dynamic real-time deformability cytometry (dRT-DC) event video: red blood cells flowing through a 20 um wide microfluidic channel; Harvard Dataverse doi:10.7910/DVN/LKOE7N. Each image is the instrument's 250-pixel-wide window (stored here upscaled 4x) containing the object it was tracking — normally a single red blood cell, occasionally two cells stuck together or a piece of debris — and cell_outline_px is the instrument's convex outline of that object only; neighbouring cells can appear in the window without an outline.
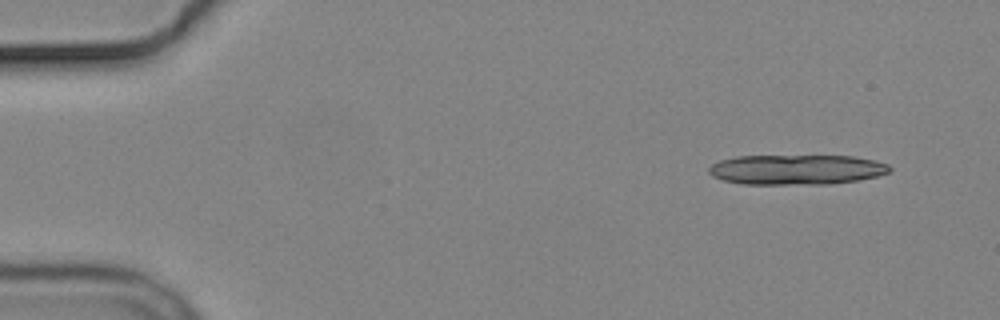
{"species": "common noctule bat (a hibernating species)", "species_latin": "Nyctalus noctula", "temperature_condition": "cold", "stored_images_in_passage": 5, "camera_frame_rate_fps": 3000, "um_per_image_px": 0.085, "animal": {"sex": "male", "body_mass_g": 19.2, "forearm_length_mm": 51.8}, "frame": {"image": 1, "passage_image": 1, "time_ms": 0.0, "image_size_px": [1000, 320], "cell_outline_px": [[892, 168], [888, 172], [876, 176], [856, 180], [828, 184], [744, 184], [724, 180], [712, 176], [708, 172], [708, 168], [712, 164], [720, 160], [736, 156], [852, 156], [872, 160], [888, 164]], "centroid_in_image_um": [67.66, 14.41], "position_along_channel_um": 17.3, "area_um2": 31.44}}
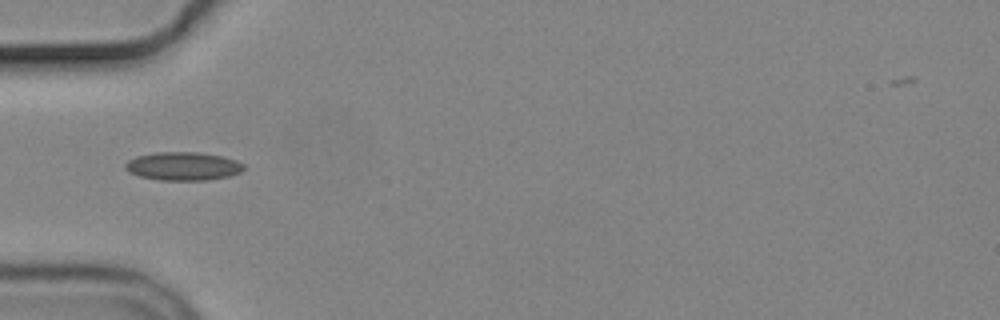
{"frame": {"image": 2, "passage_image": 5, "time_ms": 4.667, "image_size_px": [1000, 320], "cell_outline_px": [[244, 168], [240, 172], [228, 176], [204, 180], [160, 180], [140, 176], [128, 172], [124, 168], [124, 164], [128, 160], [136, 156], [156, 152], [196, 152], [224, 156], [236, 160], [244, 164]], "centroid_in_image_um": [15.54, 14.12], "position_along_channel_um": 69.5, "area_um2": 19.59}}